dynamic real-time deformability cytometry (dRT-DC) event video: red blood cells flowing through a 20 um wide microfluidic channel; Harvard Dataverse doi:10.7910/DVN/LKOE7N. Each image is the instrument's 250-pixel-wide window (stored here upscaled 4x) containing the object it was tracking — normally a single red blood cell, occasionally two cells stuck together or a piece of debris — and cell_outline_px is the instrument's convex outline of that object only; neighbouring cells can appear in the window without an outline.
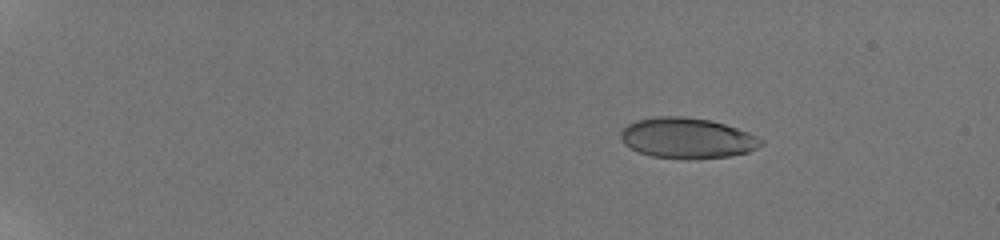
{"species": "human", "species_latin": "Homo sapiens", "temperature_condition": "room temperature", "stored_images_in_passage": 48, "camera_frame_rate_fps": 3000, "um_per_image_px": 0.085, "donor": {"sex": "male"}, "frame": {"image": 1, "passage_image": 1, "time_ms": 0.0, "image_size_px": [1000, 240], "cell_outline_px": [[764, 144], [748, 152], [732, 156], [696, 160], [684, 160], [652, 156], [640, 152], [624, 144], [620, 140], [620, 132], [628, 124], [636, 120], [656, 116], [684, 116], [712, 120], [748, 132], [764, 140]], "centroid_in_image_um": [58.42, 11.75], "position_along_channel_um": 26.6, "area_um2": 33.64}}
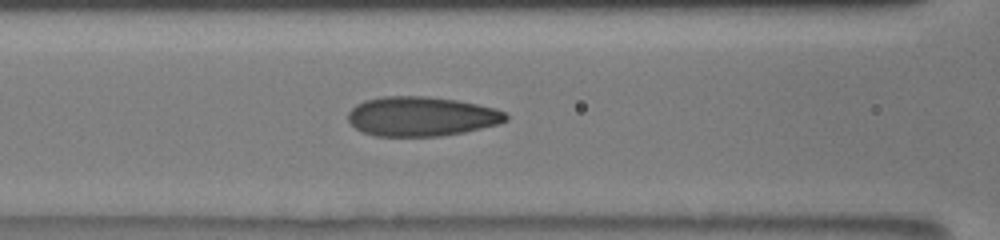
{"frame": {"image": 2, "passage_image": 20, "time_ms": 6.333, "image_size_px": [1000, 240], "cell_outline_px": [[508, 120], [500, 124], [464, 132], [440, 136], [376, 136], [364, 132], [356, 128], [348, 120], [348, 112], [356, 104], [364, 100], [384, 96], [428, 96], [456, 100], [496, 108], [504, 112], [508, 116]], "centroid_in_image_um": [35.83, 9.89], "position_along_channel_um": 130.8, "area_um2": 36.41}}
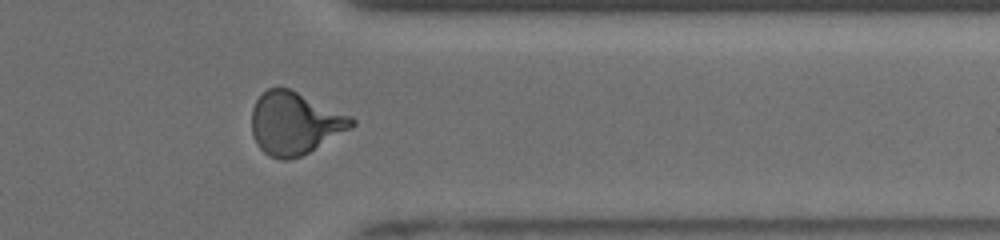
{"frame": {"image": 3, "passage_image": 40, "time_ms": 13.0, "image_size_px": [1000, 240], "cell_outline_px": [[356, 124], [352, 128], [308, 152], [300, 156], [288, 160], [280, 160], [268, 156], [256, 144], [252, 132], [252, 108], [256, 100], [268, 88], [288, 88], [352, 116], [356, 120]], "centroid_in_image_um": [25.05, 10.49], "position_along_channel_um": 386.3, "area_um2": 36.24}, "authors_computed_cell_mechanics": {"area_um2": 35.0557, "velocity_mm_per_s": 3.8619, "shape_relaxation_time_tau1_ms": 9.7108, "shape_relaxation_time_tau2_ms": 0.7998, "deformation_change_tau1": 0.2626, "deformation_change_tau2": 0.0732}}